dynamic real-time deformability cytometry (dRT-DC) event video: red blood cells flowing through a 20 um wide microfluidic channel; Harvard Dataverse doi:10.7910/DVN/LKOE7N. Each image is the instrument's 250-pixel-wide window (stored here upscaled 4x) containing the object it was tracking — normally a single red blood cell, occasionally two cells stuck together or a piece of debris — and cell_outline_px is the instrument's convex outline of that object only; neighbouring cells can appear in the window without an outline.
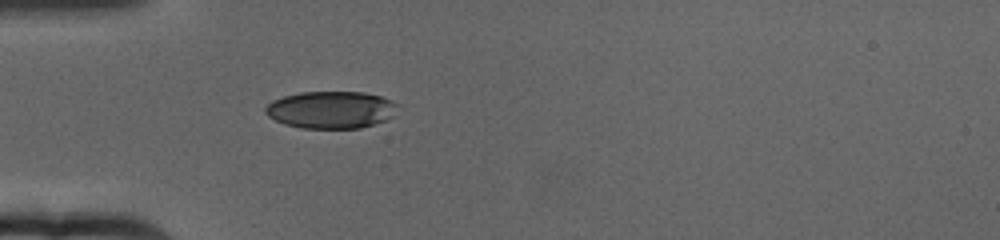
{"species": "human", "species_latin": "Homo sapiens", "temperature_condition": "cold", "stored_images_in_passage": 42, "camera_frame_rate_fps": 3000, "um_per_image_px": 0.085, "donor": {"sex": "female"}, "frame": {"image": 1, "passage_image": 1, "time_ms": 0.0, "image_size_px": [1000, 240], "cell_outline_px": [[400, 104], [392, 116], [384, 120], [360, 128], [300, 128], [284, 124], [268, 116], [264, 112], [264, 108], [272, 100], [284, 96], [300, 92], [364, 92], [380, 96]], "centroid_in_image_um": [28.11, 9.32], "position_along_channel_um": 56.9, "area_um2": 28.67}}
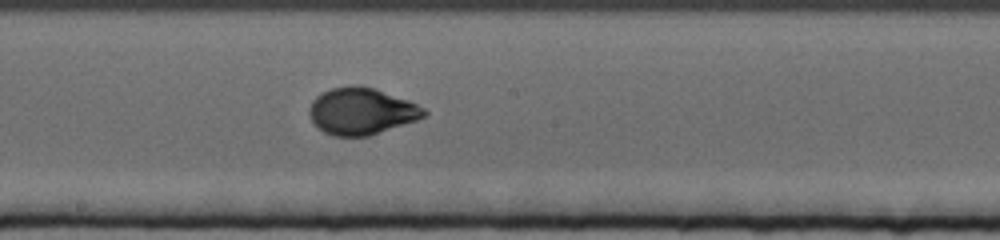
{"frame": {"image": 2, "passage_image": 17, "time_ms": 5.333, "image_size_px": [1000, 240], "cell_outline_px": [[428, 112], [424, 116], [416, 120], [368, 136], [332, 136], [324, 132], [312, 120], [308, 112], [308, 108], [312, 100], [316, 96], [332, 88], [352, 84], [360, 84], [408, 100], [424, 108]], "centroid_in_image_um": [30.69, 9.44], "position_along_channel_um": 217.5, "area_um2": 31.04}}
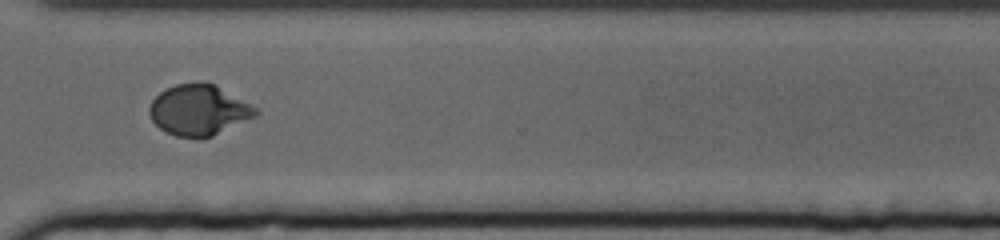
{"frame": {"image": 3, "passage_image": 30, "time_ms": 9.667, "image_size_px": [1000, 240], "cell_outline_px": [[260, 112], [256, 116], [212, 136], [176, 136], [164, 132], [152, 120], [148, 112], [148, 108], [152, 100], [164, 88], [176, 84], [200, 80], [204, 80], [260, 108]], "centroid_in_image_um": [16.89, 9.32], "position_along_channel_um": 353.7, "area_um2": 31.44}, "authors_computed_cell_mechanics": {"area_um2": 30.4317, "velocity_mm_per_s": 3.1422, "shape_relaxation_time_tau1_ms": 4.6513, "shape_relaxation_time_tau2_ms": null, "deformation_change_tau1": 0.1906, "deformation_change_tau2": null}}